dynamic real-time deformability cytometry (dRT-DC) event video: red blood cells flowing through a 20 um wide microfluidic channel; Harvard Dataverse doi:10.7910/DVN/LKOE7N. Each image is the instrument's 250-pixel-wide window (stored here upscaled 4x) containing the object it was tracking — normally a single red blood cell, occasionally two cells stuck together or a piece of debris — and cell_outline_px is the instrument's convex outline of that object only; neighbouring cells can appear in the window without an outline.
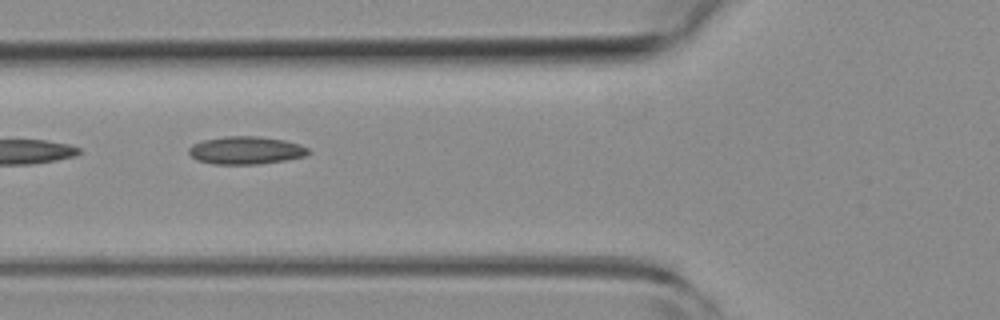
{"species": "common noctule bat (a hibernating species)", "species_latin": "Nyctalus noctula", "temperature_condition": "room temperature", "stored_images_in_passage": 5, "camera_frame_rate_fps": 3000, "um_per_image_px": 0.085, "animal": {"sex": "female", "body_mass_g": 19.3, "forearm_length_mm": 54.1}, "frame": {"image": 1, "passage_image": 3, "time_ms": 0.667, "image_size_px": [1000, 320], "cell_outline_px": [[312, 152], [304, 156], [284, 160], [260, 164], [212, 164], [196, 160], [188, 152], [188, 148], [192, 144], [204, 140], [224, 136], [256, 136], [284, 140], [300, 144], [308, 148]], "centroid_in_image_um": [20.89, 12.78], "position_along_channel_um": 104.9, "area_um2": 19.42}}
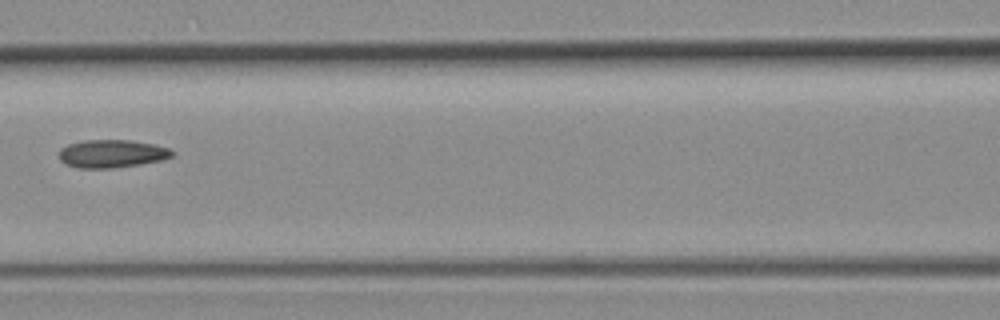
{"frame": {"image": 2, "passage_image": 4, "time_ms": 1.0, "image_size_px": [1000, 320], "cell_outline_px": [[172, 156], [160, 160], [140, 164], [112, 168], [76, 168], [64, 164], [60, 160], [60, 148], [68, 144], [84, 140], [132, 140], [152, 144], [168, 148], [172, 152]], "centroid_in_image_um": [9.44, 13.06], "position_along_channel_um": 157.2, "area_um2": 18.32}}
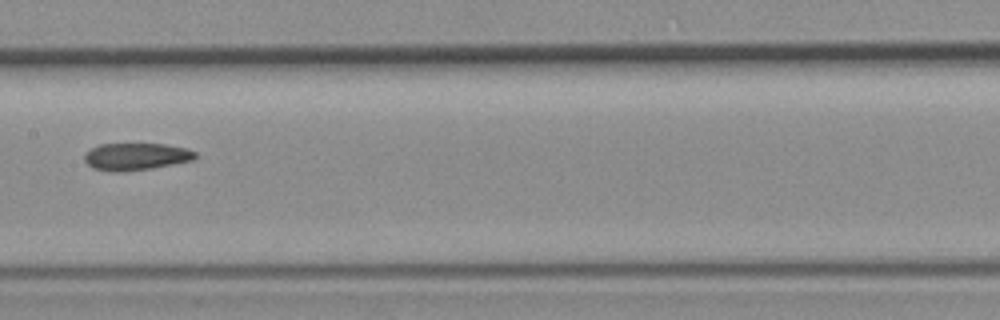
{"frame": {"image": 3, "passage_image": 5, "time_ms": 1.333, "image_size_px": [1000, 320], "cell_outline_px": [[196, 160], [152, 168], [120, 172], [112, 172], [92, 168], [84, 160], [84, 156], [92, 148], [100, 144], [164, 144], [188, 148], [196, 152]], "centroid_in_image_um": [11.6, 13.31], "position_along_channel_um": 195.8, "area_um2": 17.63}}